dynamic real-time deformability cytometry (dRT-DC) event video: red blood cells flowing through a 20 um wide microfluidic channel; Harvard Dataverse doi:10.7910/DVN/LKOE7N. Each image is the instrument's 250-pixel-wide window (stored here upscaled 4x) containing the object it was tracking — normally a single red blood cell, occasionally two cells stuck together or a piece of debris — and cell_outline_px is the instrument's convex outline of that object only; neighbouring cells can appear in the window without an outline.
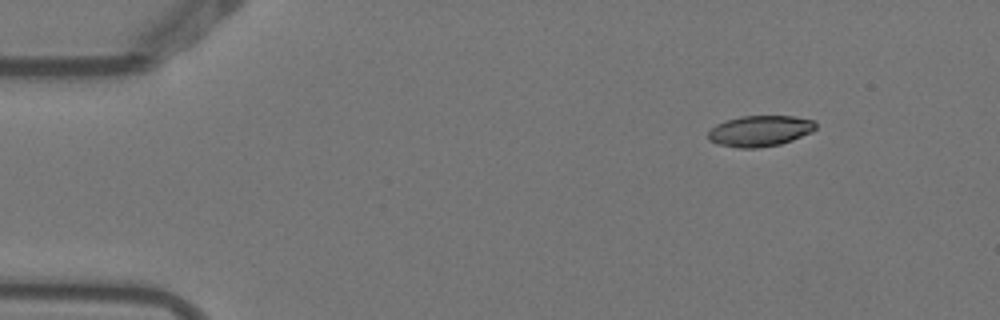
{"species": "Egyptian fruit bat (a non-hibernating species)", "species_latin": "Rousettus aegyptiacus", "temperature_condition": "warm", "stored_images_in_passage": 8, "camera_frame_rate_fps": 3000, "um_per_image_px": 0.085, "animal": {"sex": "female"}, "frame": {"image": 1, "passage_image": 1, "time_ms": 0.0, "image_size_px": [1000, 320], "cell_outline_px": [[816, 128], [812, 132], [792, 140], [780, 144], [756, 148], [740, 148], [716, 144], [708, 140], [708, 132], [716, 124], [740, 116], [796, 116], [812, 120], [816, 124]], "centroid_in_image_um": [64.59, 11.13], "position_along_channel_um": 20.4, "area_um2": 19.36}}
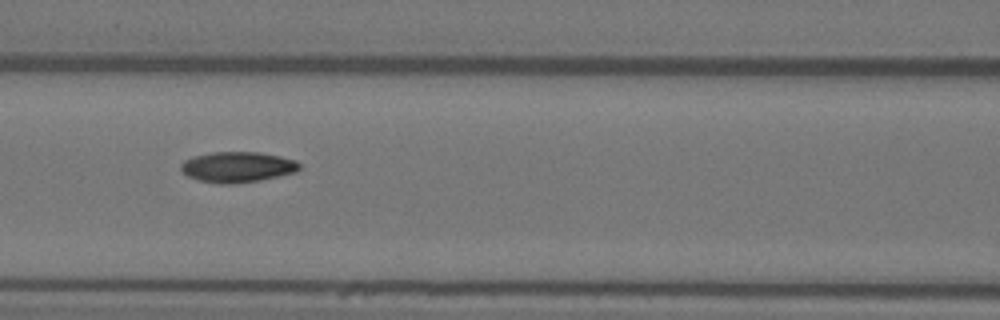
{"frame": {"image": 2, "passage_image": 5, "time_ms": 1.333, "image_size_px": [1000, 320], "cell_outline_px": [[300, 168], [296, 172], [280, 176], [260, 180], [232, 184], [220, 184], [200, 180], [188, 176], [180, 168], [180, 164], [184, 160], [192, 156], [212, 152], [260, 152], [280, 156], [296, 160], [300, 164]], "centroid_in_image_um": [20.19, 14.19], "position_along_channel_um": 146.4, "area_um2": 21.21}}
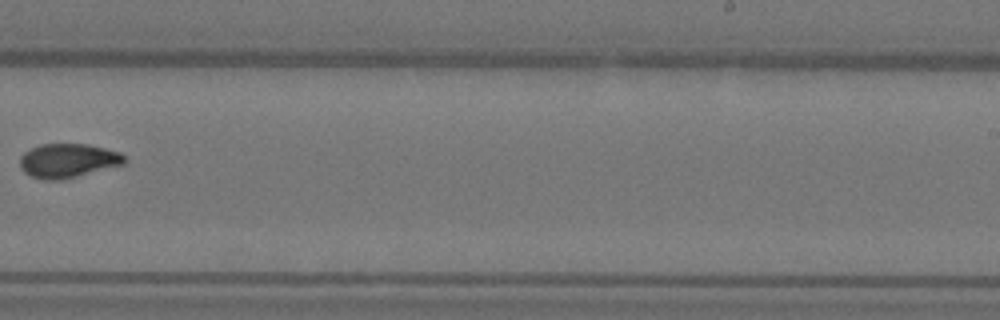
{"frame": {"image": 3, "passage_image": 8, "time_ms": 2.333, "image_size_px": [1000, 320], "cell_outline_px": [[128, 160], [124, 164], [60, 180], [44, 180], [32, 176], [24, 172], [20, 168], [20, 156], [24, 152], [40, 144], [88, 144], [120, 152]], "centroid_in_image_um": [5.77, 13.65], "position_along_channel_um": 283.2, "area_um2": 20.69}}